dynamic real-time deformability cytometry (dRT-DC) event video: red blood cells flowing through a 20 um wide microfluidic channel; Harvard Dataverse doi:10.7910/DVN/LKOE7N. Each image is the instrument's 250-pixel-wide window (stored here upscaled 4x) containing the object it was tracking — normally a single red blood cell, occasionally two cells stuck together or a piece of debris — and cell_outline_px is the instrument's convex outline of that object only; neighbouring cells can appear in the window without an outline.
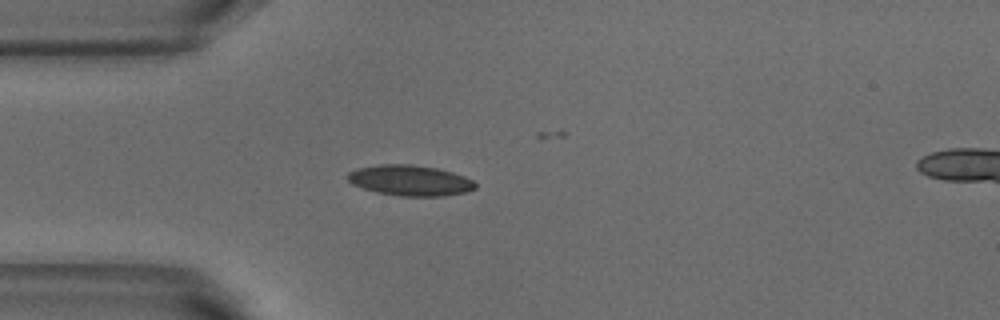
{"species": "common noctule bat (a hibernating species)", "species_latin": "Nyctalus noctula", "temperature_condition": "warm", "stored_images_in_passage": 5, "camera_frame_rate_fps": 3000, "um_per_image_px": 0.085, "animal": {"sex": "male", "body_mass_g": 18.8}, "frame": {"image": 1, "passage_image": 3, "time_ms": 0.667, "image_size_px": [1000, 320], "cell_outline_px": [[476, 188], [468, 192], [444, 196], [400, 196], [376, 192], [352, 184], [344, 176], [348, 172], [356, 168], [380, 164], [412, 164], [436, 168], [452, 172], [464, 176], [472, 180], [476, 184]], "centroid_in_image_um": [34.84, 15.33], "position_along_channel_um": 50.2, "area_um2": 22.95}}